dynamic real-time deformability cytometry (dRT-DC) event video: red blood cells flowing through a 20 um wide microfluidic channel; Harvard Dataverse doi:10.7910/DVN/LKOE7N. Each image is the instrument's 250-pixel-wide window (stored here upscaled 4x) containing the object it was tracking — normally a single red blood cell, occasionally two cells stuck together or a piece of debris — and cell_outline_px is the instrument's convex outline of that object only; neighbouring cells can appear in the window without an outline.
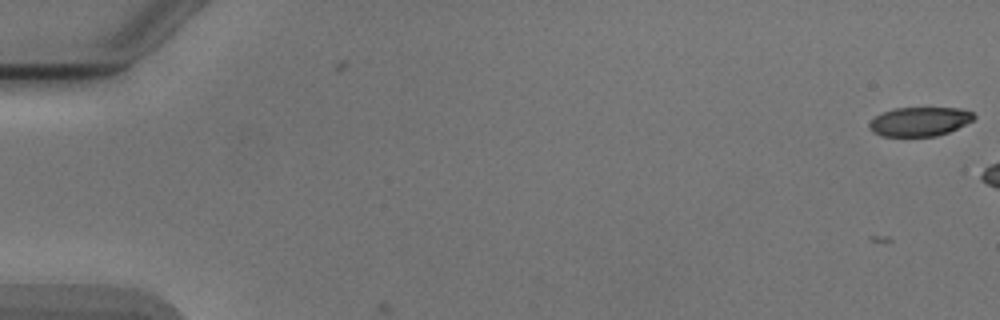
{"species": "Egyptian fruit bat (a non-hibernating species)", "species_latin": "Rousettus aegyptiacus", "temperature_condition": "cold", "stored_images_in_passage": 3, "camera_frame_rate_fps": 3000, "um_per_image_px": 0.085, "animal": {"sex": "male"}, "frame": {"image": 1, "passage_image": 3, "time_ms": 0.667, "image_size_px": [1000, 320], "cell_outline_px": [[976, 116], [972, 120], [948, 132], [936, 136], [884, 136], [872, 132], [868, 124], [876, 116], [884, 112], [896, 108], [960, 108], [972, 112]], "centroid_in_image_um": [78.16, 10.33], "position_along_channel_um": 6.8, "area_um2": 17.46}}